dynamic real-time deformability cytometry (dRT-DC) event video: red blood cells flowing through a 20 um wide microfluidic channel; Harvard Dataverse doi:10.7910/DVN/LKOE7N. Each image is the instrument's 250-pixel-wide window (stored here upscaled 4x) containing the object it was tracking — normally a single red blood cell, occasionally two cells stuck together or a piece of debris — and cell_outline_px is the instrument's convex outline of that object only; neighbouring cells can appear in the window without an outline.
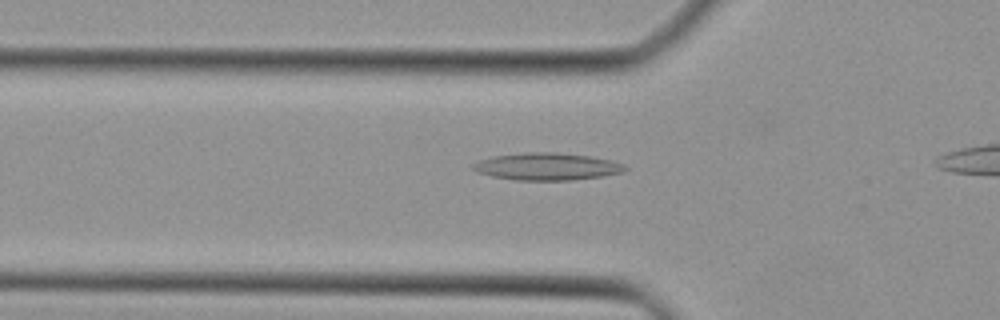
{"species": "Egyptian fruit bat (a non-hibernating species)", "species_latin": "Rousettus aegyptiacus", "temperature_condition": "cold", "stored_images_in_passage": 25, "camera_frame_rate_fps": 3000, "um_per_image_px": 0.085, "animal": {"sex": "female"}, "frame": {"image": 1, "passage_image": 3, "time_ms": 0.667, "image_size_px": [1000, 320], "cell_outline_px": [[628, 168], [624, 172], [604, 176], [572, 180], [516, 180], [492, 176], [476, 172], [472, 168], [472, 164], [480, 160], [492, 156], [524, 152], [556, 152], [592, 156], [612, 160], [624, 164]], "centroid_in_image_um": [46.52, 14.15], "position_along_channel_um": 79.3, "area_um2": 24.39}}
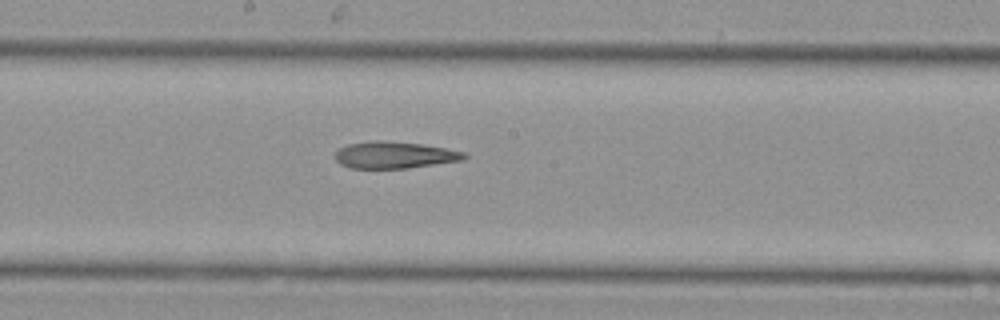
{"frame": {"image": 2, "passage_image": 12, "time_ms": 3.667, "image_size_px": [1000, 320], "cell_outline_px": [[468, 156], [464, 160], [408, 168], [348, 168], [340, 164], [336, 160], [336, 152], [340, 148], [348, 144], [372, 140], [380, 140], [420, 144], [444, 148], [464, 152]], "centroid_in_image_um": [33.52, 13.18], "position_along_channel_um": 214.7, "area_um2": 20.06}}
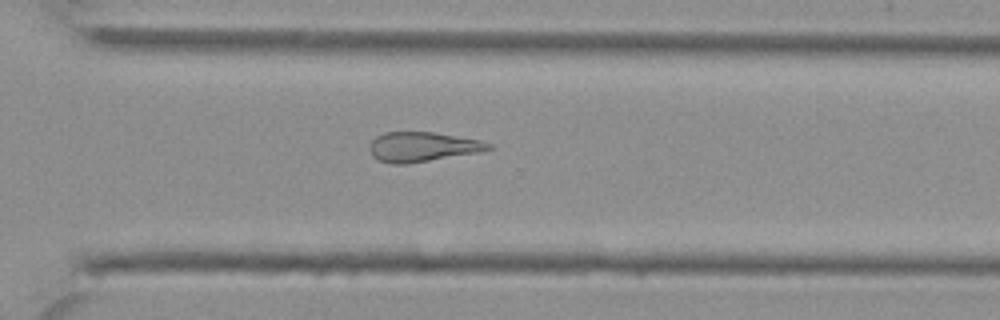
{"frame": {"image": 3, "passage_image": 20, "time_ms": 6.333, "image_size_px": [1000, 320], "cell_outline_px": [[492, 148], [480, 152], [408, 164], [392, 164], [380, 160], [372, 156], [368, 148], [372, 140], [376, 136], [384, 132], [436, 132], [480, 140], [492, 144]], "centroid_in_image_um": [35.9, 12.48], "position_along_channel_um": 334.7, "area_um2": 20.69}}